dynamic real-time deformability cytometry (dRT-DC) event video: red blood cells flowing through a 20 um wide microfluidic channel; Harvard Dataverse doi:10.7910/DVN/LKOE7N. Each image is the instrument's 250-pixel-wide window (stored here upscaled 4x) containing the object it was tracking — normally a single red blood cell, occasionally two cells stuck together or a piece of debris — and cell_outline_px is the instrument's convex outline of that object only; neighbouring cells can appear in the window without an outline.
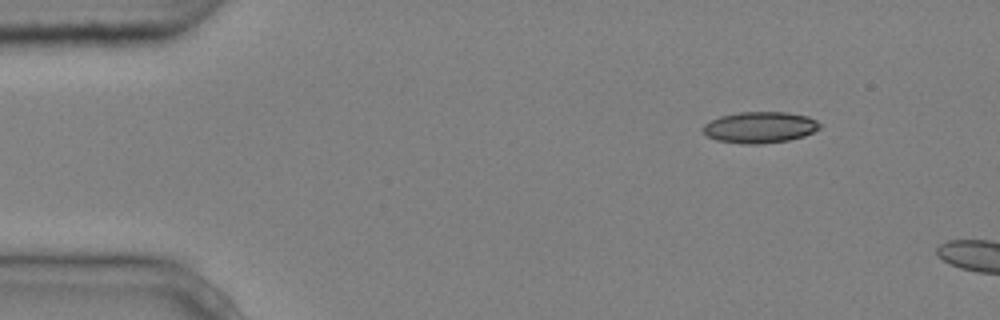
{"species": "common noctule bat (a hibernating species)", "species_latin": "Nyctalus noctula", "temperature_condition": "cold", "stored_images_in_passage": 4, "camera_frame_rate_fps": 3000, "um_per_image_px": 0.085, "animal": {"sex": "male", "body_mass_g": 20.4}, "frame": {"image": 1, "passage_image": 4, "time_ms": 1.0, "image_size_px": [1000, 320], "cell_outline_px": [[820, 128], [804, 136], [788, 140], [760, 144], [740, 144], [716, 140], [708, 136], [700, 128], [704, 124], [720, 116], [740, 112], [788, 112], [808, 116], [816, 120], [820, 124]], "centroid_in_image_um": [64.58, 10.82], "position_along_channel_um": 20.4, "area_um2": 21.33}}